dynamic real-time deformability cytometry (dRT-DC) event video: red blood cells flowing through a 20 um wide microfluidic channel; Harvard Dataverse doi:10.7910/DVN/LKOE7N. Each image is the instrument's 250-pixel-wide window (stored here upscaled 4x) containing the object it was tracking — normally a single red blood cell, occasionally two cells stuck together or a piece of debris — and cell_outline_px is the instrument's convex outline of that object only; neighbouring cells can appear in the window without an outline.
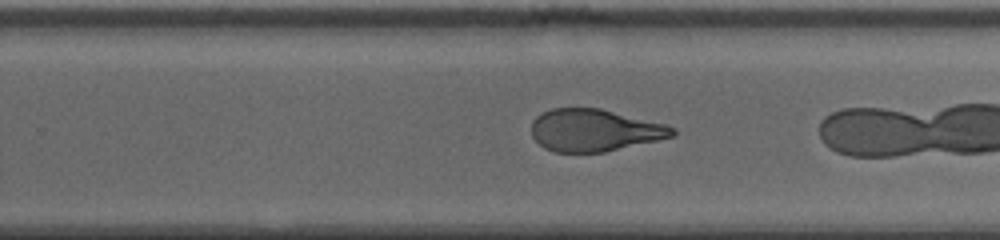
{"species": "human", "species_latin": "Homo sapiens", "temperature_condition": "cold", "stored_images_in_passage": 28, "camera_frame_rate_fps": 3000, "um_per_image_px": 0.085, "donor": {"sex": "male"}, "frame": {"image": 1, "passage_image": 20, "time_ms": 6.333, "image_size_px": [1000, 240], "cell_outline_px": [[676, 132], [672, 136], [656, 140], [604, 152], [556, 152], [544, 148], [532, 136], [532, 120], [536, 116], [552, 108], [600, 108], [664, 124], [676, 128]], "centroid_in_image_um": [50.49, 11.07], "position_along_channel_um": 279.3, "area_um2": 34.33}}